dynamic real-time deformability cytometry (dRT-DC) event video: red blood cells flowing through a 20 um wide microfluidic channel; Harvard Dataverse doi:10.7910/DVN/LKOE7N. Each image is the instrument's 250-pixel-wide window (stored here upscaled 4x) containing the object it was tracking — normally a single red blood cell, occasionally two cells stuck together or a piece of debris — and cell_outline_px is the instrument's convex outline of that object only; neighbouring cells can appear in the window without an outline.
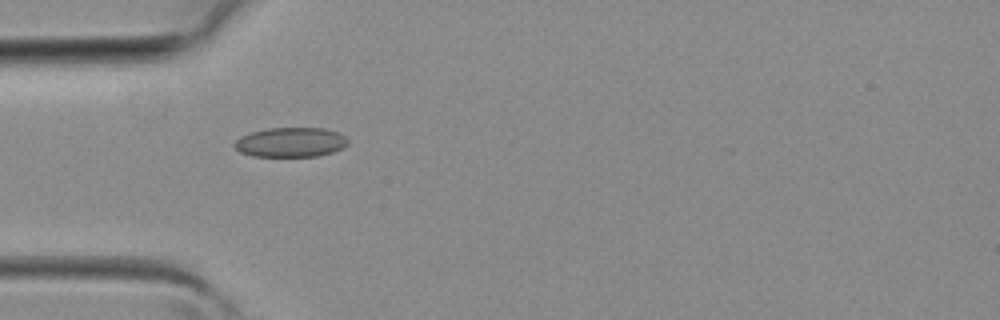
{"species": "common noctule bat (a hibernating species)", "species_latin": "Nyctalus noctula", "temperature_condition": "room temperature", "stored_images_in_passage": 33, "camera_frame_rate_fps": 3000, "um_per_image_px": 0.085, "animal": {"sex": "female", "body_mass_g": 19.3, "forearm_length_mm": 54.1}, "frame": {"image": 1, "passage_image": 7, "time_ms": 2.0, "image_size_px": [1000, 320], "cell_outline_px": [[348, 144], [344, 148], [332, 152], [316, 156], [252, 156], [240, 152], [232, 144], [240, 136], [252, 132], [268, 128], [324, 128], [336, 132], [344, 136], [348, 140]], "centroid_in_image_um": [24.7, 12.09], "position_along_channel_um": 60.3, "area_um2": 19.54}}
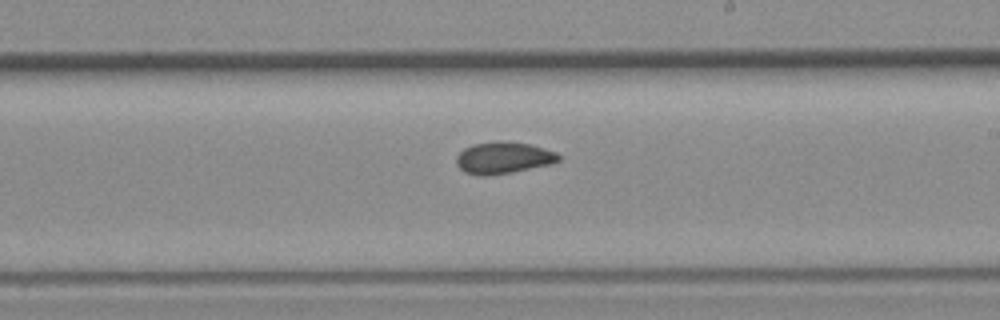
{"frame": {"image": 2, "passage_image": 18, "time_ms": 5.667, "image_size_px": [1000, 320], "cell_outline_px": [[560, 160], [552, 164], [512, 172], [488, 176], [480, 176], [464, 172], [456, 164], [456, 156], [464, 148], [472, 144], [500, 140], [504, 140], [532, 144], [556, 152], [560, 156]], "centroid_in_image_um": [42.78, 13.4], "position_along_channel_um": 246.2, "area_um2": 19.25}}
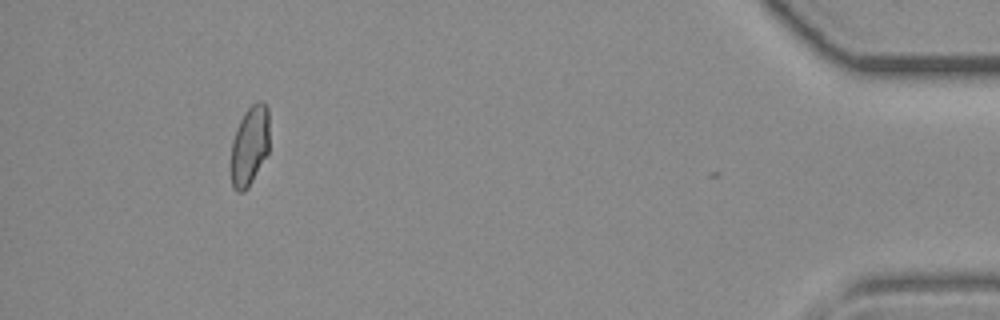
{"frame": {"image": 3, "passage_image": 32, "time_ms": 10.333, "image_size_px": [1000, 320], "cell_outline_px": [[268, 152], [248, 188], [244, 192], [236, 192], [232, 188], [232, 140], [236, 128], [244, 112], [252, 104], [260, 100], [268, 108]], "centroid_in_image_um": [21.21, 12.39], "position_along_channel_um": 414.0, "area_um2": 17.69}}